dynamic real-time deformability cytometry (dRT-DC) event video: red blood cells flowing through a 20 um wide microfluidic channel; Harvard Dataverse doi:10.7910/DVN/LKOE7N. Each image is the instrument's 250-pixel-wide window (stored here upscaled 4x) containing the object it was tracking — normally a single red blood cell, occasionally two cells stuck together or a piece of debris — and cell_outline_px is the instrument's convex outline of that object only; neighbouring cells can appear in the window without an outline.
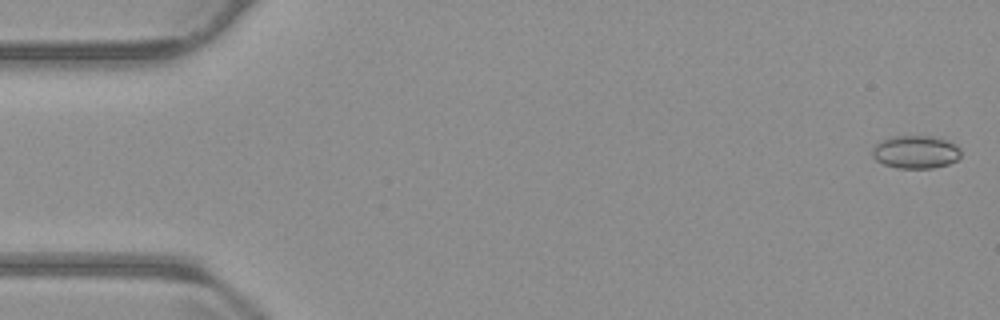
{"species": "common noctule bat (a hibernating species)", "species_latin": "Nyctalus noctula", "temperature_condition": "warm", "stored_images_in_passage": 56, "camera_frame_rate_fps": 3000, "um_per_image_px": 0.085, "animal": {"sex": "male", "body_mass_g": 23.1, "forearm_length_mm": 52.7}, "frame": {"image": 1, "passage_image": 2, "time_ms": 0.333, "image_size_px": [1000, 320], "cell_outline_px": [[960, 156], [956, 160], [948, 164], [932, 168], [896, 168], [884, 164], [876, 160], [872, 156], [872, 148], [880, 140], [892, 136], [932, 136], [948, 140], [956, 144], [960, 148]], "centroid_in_image_um": [77.82, 12.91], "position_along_channel_um": 7.2, "area_um2": 17.17}}
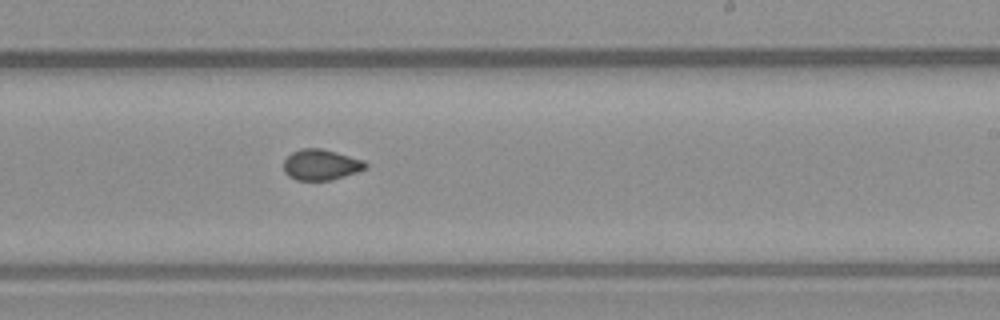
{"frame": {"image": 2, "passage_image": 34, "time_ms": 11.0, "image_size_px": [1000, 320], "cell_outline_px": [[368, 168], [332, 180], [296, 180], [288, 176], [284, 172], [284, 160], [292, 152], [300, 148], [320, 148], [336, 152], [364, 160], [368, 164]], "centroid_in_image_um": [27.28, 14.0], "position_along_channel_um": 261.7, "area_um2": 14.74}}
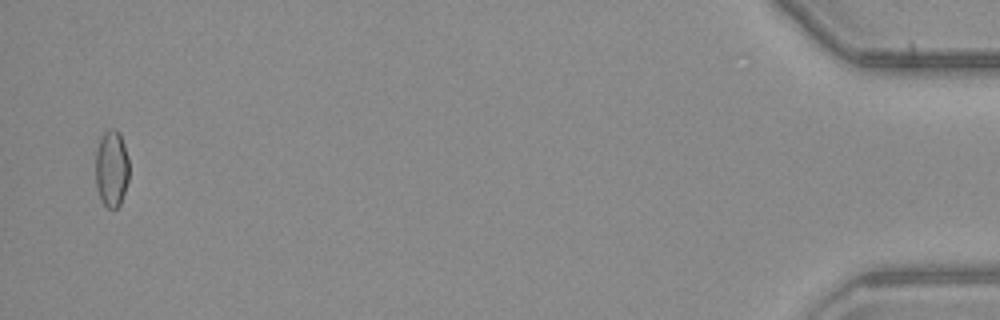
{"frame": {"image": 3, "passage_image": 55, "time_ms": 18.0, "image_size_px": [1000, 320], "cell_outline_px": [[128, 180], [120, 204], [116, 208], [108, 208], [100, 200], [96, 188], [96, 152], [100, 140], [104, 132], [108, 128], [116, 128], [120, 132], [128, 156]], "centroid_in_image_um": [9.48, 14.31], "position_along_channel_um": 425.7, "area_um2": 15.09}, "authors_computed_cell_mechanics": {"area_um2": 15.1147, "velocity_mm_per_s": 3.7302, "shape_relaxation_time_tau1_ms": null, "shape_relaxation_time_tau2_ms": 1.3649, "deformation_change_tau1": null, "deformation_change_tau2": 0.052}}